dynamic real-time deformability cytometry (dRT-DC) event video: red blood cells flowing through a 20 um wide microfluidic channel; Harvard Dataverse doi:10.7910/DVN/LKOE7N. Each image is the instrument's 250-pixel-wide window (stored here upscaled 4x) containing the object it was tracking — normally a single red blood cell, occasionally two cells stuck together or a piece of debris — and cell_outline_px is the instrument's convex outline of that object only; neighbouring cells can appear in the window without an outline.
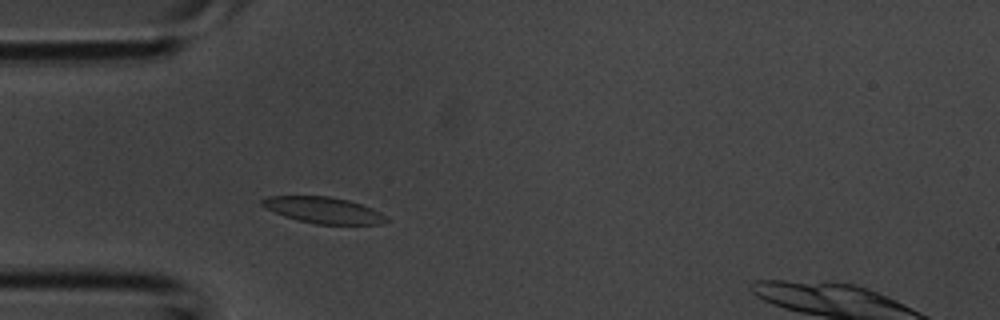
{"species": "common noctule bat (a hibernating species)", "species_latin": "Nyctalus noctula", "temperature_condition": "room temperature", "stored_images_in_passage": 2, "camera_frame_rate_fps": 3000, "um_per_image_px": 0.085, "animal": {"sex": "male", "body_mass_g": 20.1, "forearm_length_mm": 53.5}, "frame": {"image": 1, "passage_image": 1, "time_ms": 0.0, "image_size_px": [1000, 320], "cell_outline_px": [[388, 220], [384, 224], [316, 224], [284, 216], [264, 208], [260, 204], [260, 200], [268, 196], [332, 196], [348, 200], [372, 208], [380, 212]], "centroid_in_image_um": [27.46, 17.85], "position_along_channel_um": 57.5, "area_um2": 18.96}}